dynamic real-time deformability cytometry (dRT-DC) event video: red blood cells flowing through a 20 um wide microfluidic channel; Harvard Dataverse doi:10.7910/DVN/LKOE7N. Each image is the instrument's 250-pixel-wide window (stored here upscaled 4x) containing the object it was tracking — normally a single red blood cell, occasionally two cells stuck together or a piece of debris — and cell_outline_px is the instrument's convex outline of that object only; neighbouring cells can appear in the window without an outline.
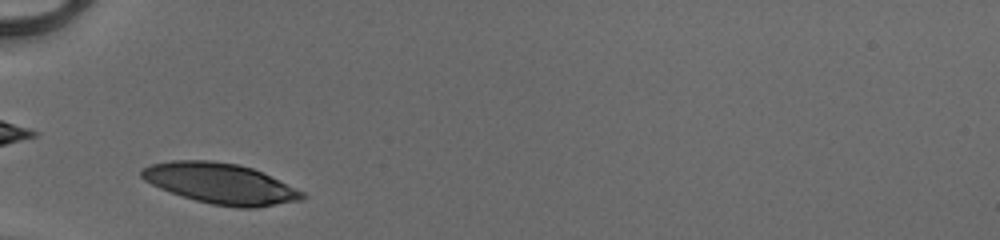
{"species": "human", "species_latin": "Homo sapiens", "temperature_condition": "cold", "stored_images_in_passage": 31, "camera_frame_rate_fps": 3000, "um_per_image_px": 0.085, "donor": {"sex": "male"}, "frame": {"image": 1, "passage_image": 1, "time_ms": 0.0, "image_size_px": [1000, 240], "cell_outline_px": [[308, 196], [304, 200], [256, 208], [236, 208], [212, 204], [196, 200], [160, 188], [144, 180], [140, 176], [140, 168], [152, 164], [172, 160], [212, 160], [236, 164], [252, 168], [304, 192]], "centroid_in_image_um": [18.75, 15.6], "position_along_channel_um": 66.2, "area_um2": 37.92}}
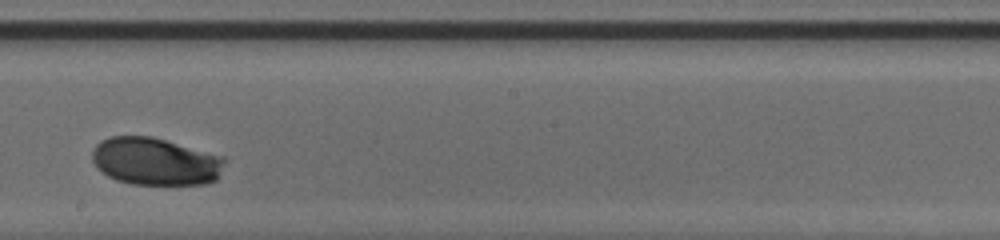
{"frame": {"image": 2, "passage_image": 14, "time_ms": 4.333, "image_size_px": [1000, 240], "cell_outline_px": [[224, 164], [216, 180], [208, 184], [132, 184], [116, 180], [108, 176], [96, 168], [92, 160], [92, 148], [100, 140], [108, 136], [152, 136], [224, 156]], "centroid_in_image_um": [13.17, 13.71], "position_along_channel_um": 235.0, "area_um2": 36.99}}
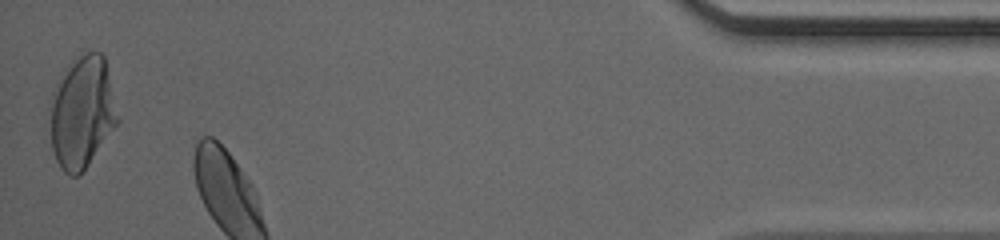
{"frame": {"image": 3, "passage_image": 31, "time_ms": 10.0, "image_size_px": [1000, 240], "cell_outline_px": [[120, 120], [88, 164], [76, 176], [68, 176], [60, 168], [56, 160], [52, 148], [48, 108], [52, 92], [64, 68], [72, 60], [88, 52], [100, 52], [104, 56]], "centroid_in_image_um": [6.94, 9.53], "position_along_channel_um": 428.3, "area_um2": 44.33}, "authors_computed_cell_mechanics": {"area_um2": 37.3966, "velocity_mm_per_s": 4.0564, "shape_relaxation_time_tau1_ms": 2.4817, "shape_relaxation_time_tau2_ms": 7.2543, "deformation_change_tau1": 0.1185, "deformation_change_tau2": 0.0532}}